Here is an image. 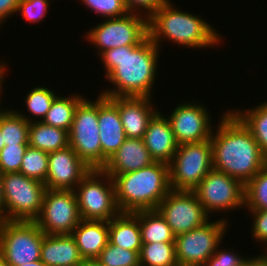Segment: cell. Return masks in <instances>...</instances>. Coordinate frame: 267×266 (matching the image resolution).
Returning a JSON list of instances; mask_svg holds the SVG:
<instances>
[{
    "mask_svg": "<svg viewBox=\"0 0 267 266\" xmlns=\"http://www.w3.org/2000/svg\"><path fill=\"white\" fill-rule=\"evenodd\" d=\"M96 14L108 18L121 17L128 14L124 0H81Z\"/></svg>",
    "mask_w": 267,
    "mask_h": 266,
    "instance_id": "cell-35",
    "label": "cell"
},
{
    "mask_svg": "<svg viewBox=\"0 0 267 266\" xmlns=\"http://www.w3.org/2000/svg\"><path fill=\"white\" fill-rule=\"evenodd\" d=\"M140 266H178L174 242L142 243Z\"/></svg>",
    "mask_w": 267,
    "mask_h": 266,
    "instance_id": "cell-29",
    "label": "cell"
},
{
    "mask_svg": "<svg viewBox=\"0 0 267 266\" xmlns=\"http://www.w3.org/2000/svg\"><path fill=\"white\" fill-rule=\"evenodd\" d=\"M5 63H3L2 61L0 62V96H1V94H2V82H4V78H3V76L5 75L4 73L6 72L5 71ZM1 99V98H0ZM1 101V100H0ZM1 106V105H0ZM0 110H2L1 109V107H0Z\"/></svg>",
    "mask_w": 267,
    "mask_h": 266,
    "instance_id": "cell-43",
    "label": "cell"
},
{
    "mask_svg": "<svg viewBox=\"0 0 267 266\" xmlns=\"http://www.w3.org/2000/svg\"><path fill=\"white\" fill-rule=\"evenodd\" d=\"M203 266H218V265L214 264V263L210 260L208 263H206V264L203 265Z\"/></svg>",
    "mask_w": 267,
    "mask_h": 266,
    "instance_id": "cell-48",
    "label": "cell"
},
{
    "mask_svg": "<svg viewBox=\"0 0 267 266\" xmlns=\"http://www.w3.org/2000/svg\"><path fill=\"white\" fill-rule=\"evenodd\" d=\"M244 186L230 175L212 169L193 189L207 214L244 206Z\"/></svg>",
    "mask_w": 267,
    "mask_h": 266,
    "instance_id": "cell-13",
    "label": "cell"
},
{
    "mask_svg": "<svg viewBox=\"0 0 267 266\" xmlns=\"http://www.w3.org/2000/svg\"><path fill=\"white\" fill-rule=\"evenodd\" d=\"M102 266H140L139 253L107 243L95 259Z\"/></svg>",
    "mask_w": 267,
    "mask_h": 266,
    "instance_id": "cell-32",
    "label": "cell"
},
{
    "mask_svg": "<svg viewBox=\"0 0 267 266\" xmlns=\"http://www.w3.org/2000/svg\"><path fill=\"white\" fill-rule=\"evenodd\" d=\"M84 98L78 94L69 97L57 96L42 122L69 132L74 119L75 109Z\"/></svg>",
    "mask_w": 267,
    "mask_h": 266,
    "instance_id": "cell-27",
    "label": "cell"
},
{
    "mask_svg": "<svg viewBox=\"0 0 267 266\" xmlns=\"http://www.w3.org/2000/svg\"><path fill=\"white\" fill-rule=\"evenodd\" d=\"M75 194L82 220L109 222L121 213L113 179L102 169H91L76 186Z\"/></svg>",
    "mask_w": 267,
    "mask_h": 266,
    "instance_id": "cell-5",
    "label": "cell"
},
{
    "mask_svg": "<svg viewBox=\"0 0 267 266\" xmlns=\"http://www.w3.org/2000/svg\"><path fill=\"white\" fill-rule=\"evenodd\" d=\"M167 1L168 0H124V3L129 13L140 16L143 15L149 20ZM143 9L146 14L143 13Z\"/></svg>",
    "mask_w": 267,
    "mask_h": 266,
    "instance_id": "cell-37",
    "label": "cell"
},
{
    "mask_svg": "<svg viewBox=\"0 0 267 266\" xmlns=\"http://www.w3.org/2000/svg\"><path fill=\"white\" fill-rule=\"evenodd\" d=\"M33 120V118L30 119V116L15 110H0V131L5 146L29 145L28 129Z\"/></svg>",
    "mask_w": 267,
    "mask_h": 266,
    "instance_id": "cell-26",
    "label": "cell"
},
{
    "mask_svg": "<svg viewBox=\"0 0 267 266\" xmlns=\"http://www.w3.org/2000/svg\"><path fill=\"white\" fill-rule=\"evenodd\" d=\"M144 18L131 13L108 18L98 26L92 27L85 37L98 48L99 55L108 49L139 45L148 37V20Z\"/></svg>",
    "mask_w": 267,
    "mask_h": 266,
    "instance_id": "cell-11",
    "label": "cell"
},
{
    "mask_svg": "<svg viewBox=\"0 0 267 266\" xmlns=\"http://www.w3.org/2000/svg\"><path fill=\"white\" fill-rule=\"evenodd\" d=\"M212 132L213 168L226 173L246 185L265 165L262 153L252 132L242 120L229 110ZM215 135H214V134Z\"/></svg>",
    "mask_w": 267,
    "mask_h": 266,
    "instance_id": "cell-2",
    "label": "cell"
},
{
    "mask_svg": "<svg viewBox=\"0 0 267 266\" xmlns=\"http://www.w3.org/2000/svg\"><path fill=\"white\" fill-rule=\"evenodd\" d=\"M20 0H0V25L8 17L16 13Z\"/></svg>",
    "mask_w": 267,
    "mask_h": 266,
    "instance_id": "cell-40",
    "label": "cell"
},
{
    "mask_svg": "<svg viewBox=\"0 0 267 266\" xmlns=\"http://www.w3.org/2000/svg\"><path fill=\"white\" fill-rule=\"evenodd\" d=\"M40 259L47 266H80L84 260L71 234H44Z\"/></svg>",
    "mask_w": 267,
    "mask_h": 266,
    "instance_id": "cell-21",
    "label": "cell"
},
{
    "mask_svg": "<svg viewBox=\"0 0 267 266\" xmlns=\"http://www.w3.org/2000/svg\"><path fill=\"white\" fill-rule=\"evenodd\" d=\"M6 221V208L2 189V174L0 173V223Z\"/></svg>",
    "mask_w": 267,
    "mask_h": 266,
    "instance_id": "cell-42",
    "label": "cell"
},
{
    "mask_svg": "<svg viewBox=\"0 0 267 266\" xmlns=\"http://www.w3.org/2000/svg\"><path fill=\"white\" fill-rule=\"evenodd\" d=\"M44 232L35 221L0 223V253L8 266L40 260Z\"/></svg>",
    "mask_w": 267,
    "mask_h": 266,
    "instance_id": "cell-9",
    "label": "cell"
},
{
    "mask_svg": "<svg viewBox=\"0 0 267 266\" xmlns=\"http://www.w3.org/2000/svg\"><path fill=\"white\" fill-rule=\"evenodd\" d=\"M249 128L264 156L267 158V102L252 109L233 111Z\"/></svg>",
    "mask_w": 267,
    "mask_h": 266,
    "instance_id": "cell-28",
    "label": "cell"
},
{
    "mask_svg": "<svg viewBox=\"0 0 267 266\" xmlns=\"http://www.w3.org/2000/svg\"><path fill=\"white\" fill-rule=\"evenodd\" d=\"M157 210L175 236L200 227L210 218L193 190L171 189Z\"/></svg>",
    "mask_w": 267,
    "mask_h": 266,
    "instance_id": "cell-14",
    "label": "cell"
},
{
    "mask_svg": "<svg viewBox=\"0 0 267 266\" xmlns=\"http://www.w3.org/2000/svg\"><path fill=\"white\" fill-rule=\"evenodd\" d=\"M69 146L91 169H102V149L98 128V97L84 98L76 107L69 130Z\"/></svg>",
    "mask_w": 267,
    "mask_h": 266,
    "instance_id": "cell-8",
    "label": "cell"
},
{
    "mask_svg": "<svg viewBox=\"0 0 267 266\" xmlns=\"http://www.w3.org/2000/svg\"><path fill=\"white\" fill-rule=\"evenodd\" d=\"M28 144L47 153L54 152L69 146V133L42 121H33L28 129Z\"/></svg>",
    "mask_w": 267,
    "mask_h": 266,
    "instance_id": "cell-24",
    "label": "cell"
},
{
    "mask_svg": "<svg viewBox=\"0 0 267 266\" xmlns=\"http://www.w3.org/2000/svg\"><path fill=\"white\" fill-rule=\"evenodd\" d=\"M108 98L118 107L126 137L143 138L150 120L157 113L151 98L133 96Z\"/></svg>",
    "mask_w": 267,
    "mask_h": 266,
    "instance_id": "cell-18",
    "label": "cell"
},
{
    "mask_svg": "<svg viewBox=\"0 0 267 266\" xmlns=\"http://www.w3.org/2000/svg\"><path fill=\"white\" fill-rule=\"evenodd\" d=\"M252 212V219L253 221V230L252 235L255 240L259 242L262 241V243H265V246L267 245V210H249Z\"/></svg>",
    "mask_w": 267,
    "mask_h": 266,
    "instance_id": "cell-38",
    "label": "cell"
},
{
    "mask_svg": "<svg viewBox=\"0 0 267 266\" xmlns=\"http://www.w3.org/2000/svg\"><path fill=\"white\" fill-rule=\"evenodd\" d=\"M71 235L84 260L96 259L109 242V222L81 220Z\"/></svg>",
    "mask_w": 267,
    "mask_h": 266,
    "instance_id": "cell-22",
    "label": "cell"
},
{
    "mask_svg": "<svg viewBox=\"0 0 267 266\" xmlns=\"http://www.w3.org/2000/svg\"><path fill=\"white\" fill-rule=\"evenodd\" d=\"M109 243L140 253L142 240L139 220L133 213H120L109 221Z\"/></svg>",
    "mask_w": 267,
    "mask_h": 266,
    "instance_id": "cell-23",
    "label": "cell"
},
{
    "mask_svg": "<svg viewBox=\"0 0 267 266\" xmlns=\"http://www.w3.org/2000/svg\"><path fill=\"white\" fill-rule=\"evenodd\" d=\"M80 266H102L95 259L92 260H83Z\"/></svg>",
    "mask_w": 267,
    "mask_h": 266,
    "instance_id": "cell-45",
    "label": "cell"
},
{
    "mask_svg": "<svg viewBox=\"0 0 267 266\" xmlns=\"http://www.w3.org/2000/svg\"><path fill=\"white\" fill-rule=\"evenodd\" d=\"M168 120L178 145L202 142L212 137L211 119L204 105L182 102Z\"/></svg>",
    "mask_w": 267,
    "mask_h": 266,
    "instance_id": "cell-15",
    "label": "cell"
},
{
    "mask_svg": "<svg viewBox=\"0 0 267 266\" xmlns=\"http://www.w3.org/2000/svg\"><path fill=\"white\" fill-rule=\"evenodd\" d=\"M57 96L53 90L47 87L38 86L33 88L25 97L26 108L31 113L30 116L40 118L37 121L41 122Z\"/></svg>",
    "mask_w": 267,
    "mask_h": 266,
    "instance_id": "cell-33",
    "label": "cell"
},
{
    "mask_svg": "<svg viewBox=\"0 0 267 266\" xmlns=\"http://www.w3.org/2000/svg\"><path fill=\"white\" fill-rule=\"evenodd\" d=\"M29 145L4 146L0 151V173L19 172L22 158Z\"/></svg>",
    "mask_w": 267,
    "mask_h": 266,
    "instance_id": "cell-34",
    "label": "cell"
},
{
    "mask_svg": "<svg viewBox=\"0 0 267 266\" xmlns=\"http://www.w3.org/2000/svg\"><path fill=\"white\" fill-rule=\"evenodd\" d=\"M4 146H5V142L3 141L2 134H1V131H0V151L2 150V148Z\"/></svg>",
    "mask_w": 267,
    "mask_h": 266,
    "instance_id": "cell-46",
    "label": "cell"
},
{
    "mask_svg": "<svg viewBox=\"0 0 267 266\" xmlns=\"http://www.w3.org/2000/svg\"><path fill=\"white\" fill-rule=\"evenodd\" d=\"M144 144L155 162L170 164L178 148L171 124L158 112L152 117L144 133Z\"/></svg>",
    "mask_w": 267,
    "mask_h": 266,
    "instance_id": "cell-19",
    "label": "cell"
},
{
    "mask_svg": "<svg viewBox=\"0 0 267 266\" xmlns=\"http://www.w3.org/2000/svg\"><path fill=\"white\" fill-rule=\"evenodd\" d=\"M20 266H47L41 259L37 261L28 262Z\"/></svg>",
    "mask_w": 267,
    "mask_h": 266,
    "instance_id": "cell-44",
    "label": "cell"
},
{
    "mask_svg": "<svg viewBox=\"0 0 267 266\" xmlns=\"http://www.w3.org/2000/svg\"><path fill=\"white\" fill-rule=\"evenodd\" d=\"M213 168L211 140L178 145L169 164L170 187L193 190Z\"/></svg>",
    "mask_w": 267,
    "mask_h": 266,
    "instance_id": "cell-7",
    "label": "cell"
},
{
    "mask_svg": "<svg viewBox=\"0 0 267 266\" xmlns=\"http://www.w3.org/2000/svg\"><path fill=\"white\" fill-rule=\"evenodd\" d=\"M6 220L35 221L40 215L47 190L44 183L20 172L2 174Z\"/></svg>",
    "mask_w": 267,
    "mask_h": 266,
    "instance_id": "cell-6",
    "label": "cell"
},
{
    "mask_svg": "<svg viewBox=\"0 0 267 266\" xmlns=\"http://www.w3.org/2000/svg\"><path fill=\"white\" fill-rule=\"evenodd\" d=\"M91 170L71 146L48 153L47 189L73 190Z\"/></svg>",
    "mask_w": 267,
    "mask_h": 266,
    "instance_id": "cell-16",
    "label": "cell"
},
{
    "mask_svg": "<svg viewBox=\"0 0 267 266\" xmlns=\"http://www.w3.org/2000/svg\"><path fill=\"white\" fill-rule=\"evenodd\" d=\"M220 250L221 249L217 247L213 256L211 257V261L218 266H243L245 261L247 260L245 259V256L241 257L238 253H235L234 251L232 252L230 250L228 252L226 250Z\"/></svg>",
    "mask_w": 267,
    "mask_h": 266,
    "instance_id": "cell-39",
    "label": "cell"
},
{
    "mask_svg": "<svg viewBox=\"0 0 267 266\" xmlns=\"http://www.w3.org/2000/svg\"><path fill=\"white\" fill-rule=\"evenodd\" d=\"M243 266H267V256L263 253L259 256L247 258Z\"/></svg>",
    "mask_w": 267,
    "mask_h": 266,
    "instance_id": "cell-41",
    "label": "cell"
},
{
    "mask_svg": "<svg viewBox=\"0 0 267 266\" xmlns=\"http://www.w3.org/2000/svg\"><path fill=\"white\" fill-rule=\"evenodd\" d=\"M244 205L248 210H267V165L244 186Z\"/></svg>",
    "mask_w": 267,
    "mask_h": 266,
    "instance_id": "cell-30",
    "label": "cell"
},
{
    "mask_svg": "<svg viewBox=\"0 0 267 266\" xmlns=\"http://www.w3.org/2000/svg\"><path fill=\"white\" fill-rule=\"evenodd\" d=\"M159 47L147 37L139 45L108 49L99 56L105 69V78L114 89L101 91L105 97H152Z\"/></svg>",
    "mask_w": 267,
    "mask_h": 266,
    "instance_id": "cell-1",
    "label": "cell"
},
{
    "mask_svg": "<svg viewBox=\"0 0 267 266\" xmlns=\"http://www.w3.org/2000/svg\"><path fill=\"white\" fill-rule=\"evenodd\" d=\"M155 162L145 147L143 138H126L120 148L107 160L102 170L108 175L134 172Z\"/></svg>",
    "mask_w": 267,
    "mask_h": 266,
    "instance_id": "cell-20",
    "label": "cell"
},
{
    "mask_svg": "<svg viewBox=\"0 0 267 266\" xmlns=\"http://www.w3.org/2000/svg\"><path fill=\"white\" fill-rule=\"evenodd\" d=\"M133 214L139 220L142 243L175 241L171 227L157 209L137 211Z\"/></svg>",
    "mask_w": 267,
    "mask_h": 266,
    "instance_id": "cell-25",
    "label": "cell"
},
{
    "mask_svg": "<svg viewBox=\"0 0 267 266\" xmlns=\"http://www.w3.org/2000/svg\"><path fill=\"white\" fill-rule=\"evenodd\" d=\"M174 6V7H172ZM180 9L167 1L149 20L148 37L160 48L162 38L180 46L206 48L219 45L221 36L199 16Z\"/></svg>",
    "mask_w": 267,
    "mask_h": 266,
    "instance_id": "cell-4",
    "label": "cell"
},
{
    "mask_svg": "<svg viewBox=\"0 0 267 266\" xmlns=\"http://www.w3.org/2000/svg\"><path fill=\"white\" fill-rule=\"evenodd\" d=\"M0 266H8V265L6 264V262L4 261V258H3V256H2L1 253H0Z\"/></svg>",
    "mask_w": 267,
    "mask_h": 266,
    "instance_id": "cell-47",
    "label": "cell"
},
{
    "mask_svg": "<svg viewBox=\"0 0 267 266\" xmlns=\"http://www.w3.org/2000/svg\"><path fill=\"white\" fill-rule=\"evenodd\" d=\"M49 0H20L16 13L20 12L28 22H41L48 11Z\"/></svg>",
    "mask_w": 267,
    "mask_h": 266,
    "instance_id": "cell-36",
    "label": "cell"
},
{
    "mask_svg": "<svg viewBox=\"0 0 267 266\" xmlns=\"http://www.w3.org/2000/svg\"><path fill=\"white\" fill-rule=\"evenodd\" d=\"M81 220L75 191L46 190L40 215L35 220L45 234H72Z\"/></svg>",
    "mask_w": 267,
    "mask_h": 266,
    "instance_id": "cell-12",
    "label": "cell"
},
{
    "mask_svg": "<svg viewBox=\"0 0 267 266\" xmlns=\"http://www.w3.org/2000/svg\"><path fill=\"white\" fill-rule=\"evenodd\" d=\"M98 128L102 149V168L126 140L118 107L103 95L98 96Z\"/></svg>",
    "mask_w": 267,
    "mask_h": 266,
    "instance_id": "cell-17",
    "label": "cell"
},
{
    "mask_svg": "<svg viewBox=\"0 0 267 266\" xmlns=\"http://www.w3.org/2000/svg\"><path fill=\"white\" fill-rule=\"evenodd\" d=\"M227 220L207 221L200 227L175 236V254L178 266H203L211 260L217 247H220Z\"/></svg>",
    "mask_w": 267,
    "mask_h": 266,
    "instance_id": "cell-10",
    "label": "cell"
},
{
    "mask_svg": "<svg viewBox=\"0 0 267 266\" xmlns=\"http://www.w3.org/2000/svg\"><path fill=\"white\" fill-rule=\"evenodd\" d=\"M19 172L28 178L44 183L48 173V153L28 146Z\"/></svg>",
    "mask_w": 267,
    "mask_h": 266,
    "instance_id": "cell-31",
    "label": "cell"
},
{
    "mask_svg": "<svg viewBox=\"0 0 267 266\" xmlns=\"http://www.w3.org/2000/svg\"><path fill=\"white\" fill-rule=\"evenodd\" d=\"M114 182L121 213L155 210L170 192L169 165L153 162L134 172L109 175Z\"/></svg>",
    "mask_w": 267,
    "mask_h": 266,
    "instance_id": "cell-3",
    "label": "cell"
}]
</instances>
